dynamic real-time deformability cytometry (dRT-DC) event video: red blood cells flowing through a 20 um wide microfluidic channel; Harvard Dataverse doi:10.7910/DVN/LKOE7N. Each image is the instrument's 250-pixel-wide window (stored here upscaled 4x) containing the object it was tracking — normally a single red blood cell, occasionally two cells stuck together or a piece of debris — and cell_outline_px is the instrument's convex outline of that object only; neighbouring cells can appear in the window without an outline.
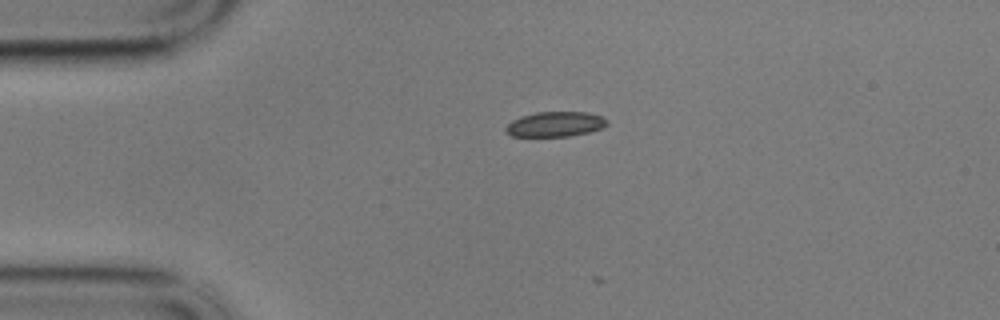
{"species": "common noctule bat (a hibernating species)", "species_latin": "Nyctalus noctula", "temperature_condition": "cold", "stored_images_in_passage": 2, "camera_frame_rate_fps": 3000, "um_per_image_px": 0.085, "animal": {"sex": "male", "body_mass_g": 17.9}, "frame": {"image": 1, "passage_image": 1, "time_ms": 0.0, "image_size_px": [1000, 320], "cell_outline_px": [[608, 124], [600, 128], [588, 132], [568, 136], [512, 136], [504, 132], [504, 128], [512, 120], [520, 116], [536, 112], [588, 112], [600, 116], [608, 120]], "centroid_in_image_um": [47.15, 10.55], "position_along_channel_um": 37.8, "area_um2": 14.74}}